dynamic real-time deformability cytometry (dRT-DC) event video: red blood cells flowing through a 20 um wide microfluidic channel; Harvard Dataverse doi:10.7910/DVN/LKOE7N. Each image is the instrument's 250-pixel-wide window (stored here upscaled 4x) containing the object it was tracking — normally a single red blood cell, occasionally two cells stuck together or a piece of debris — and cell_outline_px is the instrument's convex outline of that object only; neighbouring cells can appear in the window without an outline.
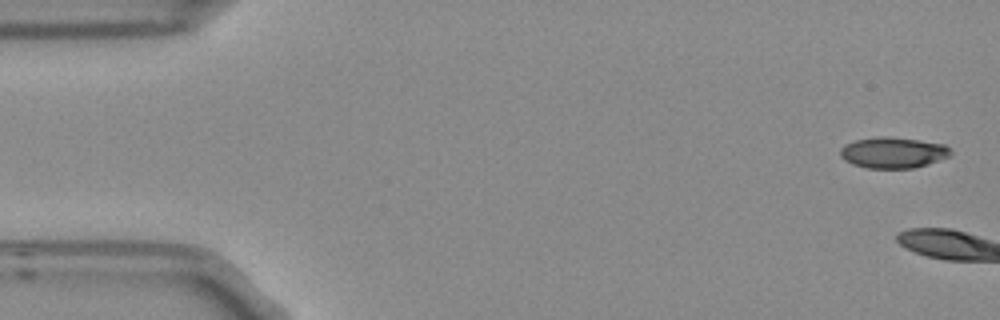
{"species": "Egyptian fruit bat (a non-hibernating species)", "species_latin": "Rousettus aegyptiacus", "temperature_condition": "room temperature", "stored_images_in_passage": 5, "camera_frame_rate_fps": 3000, "um_per_image_px": 0.085, "frame": {"image": 1, "passage_image": 1, "time_ms": 0.0, "image_size_px": [1000, 320], "cell_outline_px": [[952, 152], [948, 156], [928, 164], [912, 168], [868, 168], [852, 164], [844, 160], [840, 156], [840, 148], [844, 144], [856, 140], [876, 136], [892, 136], [920, 140], [944, 144]], "centroid_in_image_um": [75.87, 12.96], "position_along_channel_um": 9.1, "area_um2": 20.0}}